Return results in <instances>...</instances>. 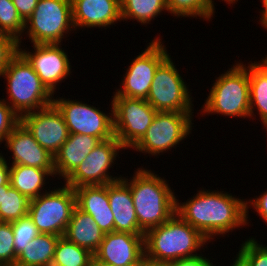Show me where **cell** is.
Returning a JSON list of instances; mask_svg holds the SVG:
<instances>
[{
	"instance_id": "1",
	"label": "cell",
	"mask_w": 267,
	"mask_h": 266,
	"mask_svg": "<svg viewBox=\"0 0 267 266\" xmlns=\"http://www.w3.org/2000/svg\"><path fill=\"white\" fill-rule=\"evenodd\" d=\"M243 200L228 192L203 189L186 202L179 203L176 199V213L210 242L216 235H226L249 223Z\"/></svg>"
},
{
	"instance_id": "2",
	"label": "cell",
	"mask_w": 267,
	"mask_h": 266,
	"mask_svg": "<svg viewBox=\"0 0 267 266\" xmlns=\"http://www.w3.org/2000/svg\"><path fill=\"white\" fill-rule=\"evenodd\" d=\"M134 173L132 179L122 180L131 190L139 228L146 233L176 213L177 198L165 178L153 171L140 167Z\"/></svg>"
},
{
	"instance_id": "3",
	"label": "cell",
	"mask_w": 267,
	"mask_h": 266,
	"mask_svg": "<svg viewBox=\"0 0 267 266\" xmlns=\"http://www.w3.org/2000/svg\"><path fill=\"white\" fill-rule=\"evenodd\" d=\"M207 242L208 239L199 230L175 213L165 223L145 233V257L171 264L202 255L196 251H200Z\"/></svg>"
},
{
	"instance_id": "4",
	"label": "cell",
	"mask_w": 267,
	"mask_h": 266,
	"mask_svg": "<svg viewBox=\"0 0 267 266\" xmlns=\"http://www.w3.org/2000/svg\"><path fill=\"white\" fill-rule=\"evenodd\" d=\"M1 76L7 80V100L10 102L4 100L20 118L53 104L54 95L20 52L10 60Z\"/></svg>"
},
{
	"instance_id": "5",
	"label": "cell",
	"mask_w": 267,
	"mask_h": 266,
	"mask_svg": "<svg viewBox=\"0 0 267 266\" xmlns=\"http://www.w3.org/2000/svg\"><path fill=\"white\" fill-rule=\"evenodd\" d=\"M200 111L203 114L250 117V87L248 65L236 63L229 71L216 77Z\"/></svg>"
},
{
	"instance_id": "6",
	"label": "cell",
	"mask_w": 267,
	"mask_h": 266,
	"mask_svg": "<svg viewBox=\"0 0 267 266\" xmlns=\"http://www.w3.org/2000/svg\"><path fill=\"white\" fill-rule=\"evenodd\" d=\"M24 30L33 44H61L65 34L75 31L71 0H39Z\"/></svg>"
},
{
	"instance_id": "7",
	"label": "cell",
	"mask_w": 267,
	"mask_h": 266,
	"mask_svg": "<svg viewBox=\"0 0 267 266\" xmlns=\"http://www.w3.org/2000/svg\"><path fill=\"white\" fill-rule=\"evenodd\" d=\"M75 207L74 189L63 184L31 199L28 215L40 233L63 236Z\"/></svg>"
},
{
	"instance_id": "8",
	"label": "cell",
	"mask_w": 267,
	"mask_h": 266,
	"mask_svg": "<svg viewBox=\"0 0 267 266\" xmlns=\"http://www.w3.org/2000/svg\"><path fill=\"white\" fill-rule=\"evenodd\" d=\"M169 55L156 69L146 101L157 112H192V96Z\"/></svg>"
},
{
	"instance_id": "9",
	"label": "cell",
	"mask_w": 267,
	"mask_h": 266,
	"mask_svg": "<svg viewBox=\"0 0 267 266\" xmlns=\"http://www.w3.org/2000/svg\"><path fill=\"white\" fill-rule=\"evenodd\" d=\"M192 113L157 112L145 135L132 149L151 156L167 152L191 134Z\"/></svg>"
},
{
	"instance_id": "10",
	"label": "cell",
	"mask_w": 267,
	"mask_h": 266,
	"mask_svg": "<svg viewBox=\"0 0 267 266\" xmlns=\"http://www.w3.org/2000/svg\"><path fill=\"white\" fill-rule=\"evenodd\" d=\"M114 134L126 148H133L145 135L157 111L144 99L112 96Z\"/></svg>"
},
{
	"instance_id": "11",
	"label": "cell",
	"mask_w": 267,
	"mask_h": 266,
	"mask_svg": "<svg viewBox=\"0 0 267 266\" xmlns=\"http://www.w3.org/2000/svg\"><path fill=\"white\" fill-rule=\"evenodd\" d=\"M53 104L62 113L69 134L90 135L101 141L115 137L112 101L109 114L87 103L69 98H54Z\"/></svg>"
},
{
	"instance_id": "12",
	"label": "cell",
	"mask_w": 267,
	"mask_h": 266,
	"mask_svg": "<svg viewBox=\"0 0 267 266\" xmlns=\"http://www.w3.org/2000/svg\"><path fill=\"white\" fill-rule=\"evenodd\" d=\"M161 40L160 37L154 38L144 52L134 58L123 75L122 87L115 90V95L147 99L156 69L169 56Z\"/></svg>"
},
{
	"instance_id": "13",
	"label": "cell",
	"mask_w": 267,
	"mask_h": 266,
	"mask_svg": "<svg viewBox=\"0 0 267 266\" xmlns=\"http://www.w3.org/2000/svg\"><path fill=\"white\" fill-rule=\"evenodd\" d=\"M120 149H125L116 137L101 141L85 160L65 179V185L75 189L83 185H106L122 179L109 175Z\"/></svg>"
},
{
	"instance_id": "14",
	"label": "cell",
	"mask_w": 267,
	"mask_h": 266,
	"mask_svg": "<svg viewBox=\"0 0 267 266\" xmlns=\"http://www.w3.org/2000/svg\"><path fill=\"white\" fill-rule=\"evenodd\" d=\"M20 122L39 145L53 156L69 136L65 119L54 104L23 115Z\"/></svg>"
},
{
	"instance_id": "15",
	"label": "cell",
	"mask_w": 267,
	"mask_h": 266,
	"mask_svg": "<svg viewBox=\"0 0 267 266\" xmlns=\"http://www.w3.org/2000/svg\"><path fill=\"white\" fill-rule=\"evenodd\" d=\"M61 45L33 44V52L22 50L19 46V52L33 66L36 74L53 95L58 83L63 82L71 74L68 54L62 50Z\"/></svg>"
},
{
	"instance_id": "16",
	"label": "cell",
	"mask_w": 267,
	"mask_h": 266,
	"mask_svg": "<svg viewBox=\"0 0 267 266\" xmlns=\"http://www.w3.org/2000/svg\"><path fill=\"white\" fill-rule=\"evenodd\" d=\"M93 256L95 264L114 266L141 264L145 257L144 235L116 231L107 233Z\"/></svg>"
},
{
	"instance_id": "17",
	"label": "cell",
	"mask_w": 267,
	"mask_h": 266,
	"mask_svg": "<svg viewBox=\"0 0 267 266\" xmlns=\"http://www.w3.org/2000/svg\"><path fill=\"white\" fill-rule=\"evenodd\" d=\"M5 145L12 152L11 165L55 169L54 156L39 145L21 122L6 137Z\"/></svg>"
},
{
	"instance_id": "18",
	"label": "cell",
	"mask_w": 267,
	"mask_h": 266,
	"mask_svg": "<svg viewBox=\"0 0 267 266\" xmlns=\"http://www.w3.org/2000/svg\"><path fill=\"white\" fill-rule=\"evenodd\" d=\"M72 20L77 27L102 28L121 20L119 0H71Z\"/></svg>"
},
{
	"instance_id": "19",
	"label": "cell",
	"mask_w": 267,
	"mask_h": 266,
	"mask_svg": "<svg viewBox=\"0 0 267 266\" xmlns=\"http://www.w3.org/2000/svg\"><path fill=\"white\" fill-rule=\"evenodd\" d=\"M76 206L90 214L104 234L114 231V215L108 198V184L83 185L74 189Z\"/></svg>"
},
{
	"instance_id": "20",
	"label": "cell",
	"mask_w": 267,
	"mask_h": 266,
	"mask_svg": "<svg viewBox=\"0 0 267 266\" xmlns=\"http://www.w3.org/2000/svg\"><path fill=\"white\" fill-rule=\"evenodd\" d=\"M108 198L114 215V231L145 235L139 228L131 190L122 179L108 184Z\"/></svg>"
},
{
	"instance_id": "21",
	"label": "cell",
	"mask_w": 267,
	"mask_h": 266,
	"mask_svg": "<svg viewBox=\"0 0 267 266\" xmlns=\"http://www.w3.org/2000/svg\"><path fill=\"white\" fill-rule=\"evenodd\" d=\"M100 142L99 138L90 135L69 134L54 155L55 176L65 180Z\"/></svg>"
},
{
	"instance_id": "22",
	"label": "cell",
	"mask_w": 267,
	"mask_h": 266,
	"mask_svg": "<svg viewBox=\"0 0 267 266\" xmlns=\"http://www.w3.org/2000/svg\"><path fill=\"white\" fill-rule=\"evenodd\" d=\"M104 235L92 216L76 206L63 236L94 254L98 250Z\"/></svg>"
},
{
	"instance_id": "23",
	"label": "cell",
	"mask_w": 267,
	"mask_h": 266,
	"mask_svg": "<svg viewBox=\"0 0 267 266\" xmlns=\"http://www.w3.org/2000/svg\"><path fill=\"white\" fill-rule=\"evenodd\" d=\"M55 169H41L26 165H10V185L29 200L43 194L48 176L55 178ZM47 176V177H46ZM43 187V188H42Z\"/></svg>"
},
{
	"instance_id": "24",
	"label": "cell",
	"mask_w": 267,
	"mask_h": 266,
	"mask_svg": "<svg viewBox=\"0 0 267 266\" xmlns=\"http://www.w3.org/2000/svg\"><path fill=\"white\" fill-rule=\"evenodd\" d=\"M60 236L40 233L17 256L15 266H51Z\"/></svg>"
},
{
	"instance_id": "25",
	"label": "cell",
	"mask_w": 267,
	"mask_h": 266,
	"mask_svg": "<svg viewBox=\"0 0 267 266\" xmlns=\"http://www.w3.org/2000/svg\"><path fill=\"white\" fill-rule=\"evenodd\" d=\"M248 65L250 87V118L255 108L261 122L267 119V68L259 61Z\"/></svg>"
},
{
	"instance_id": "26",
	"label": "cell",
	"mask_w": 267,
	"mask_h": 266,
	"mask_svg": "<svg viewBox=\"0 0 267 266\" xmlns=\"http://www.w3.org/2000/svg\"><path fill=\"white\" fill-rule=\"evenodd\" d=\"M119 7L121 20L135 19L143 25L161 15L162 11L168 12L166 0H119Z\"/></svg>"
},
{
	"instance_id": "27",
	"label": "cell",
	"mask_w": 267,
	"mask_h": 266,
	"mask_svg": "<svg viewBox=\"0 0 267 266\" xmlns=\"http://www.w3.org/2000/svg\"><path fill=\"white\" fill-rule=\"evenodd\" d=\"M94 262L93 254L60 236L54 252L51 266H90Z\"/></svg>"
},
{
	"instance_id": "28",
	"label": "cell",
	"mask_w": 267,
	"mask_h": 266,
	"mask_svg": "<svg viewBox=\"0 0 267 266\" xmlns=\"http://www.w3.org/2000/svg\"><path fill=\"white\" fill-rule=\"evenodd\" d=\"M30 200L17 189L7 184V191H3V199L0 204V221L13 222L28 215Z\"/></svg>"
},
{
	"instance_id": "29",
	"label": "cell",
	"mask_w": 267,
	"mask_h": 266,
	"mask_svg": "<svg viewBox=\"0 0 267 266\" xmlns=\"http://www.w3.org/2000/svg\"><path fill=\"white\" fill-rule=\"evenodd\" d=\"M168 12L178 17H200L210 21L215 11L213 0H166Z\"/></svg>"
},
{
	"instance_id": "30",
	"label": "cell",
	"mask_w": 267,
	"mask_h": 266,
	"mask_svg": "<svg viewBox=\"0 0 267 266\" xmlns=\"http://www.w3.org/2000/svg\"><path fill=\"white\" fill-rule=\"evenodd\" d=\"M24 28L25 22L18 14L12 0H0V31L13 36L21 46Z\"/></svg>"
},
{
	"instance_id": "31",
	"label": "cell",
	"mask_w": 267,
	"mask_h": 266,
	"mask_svg": "<svg viewBox=\"0 0 267 266\" xmlns=\"http://www.w3.org/2000/svg\"><path fill=\"white\" fill-rule=\"evenodd\" d=\"M11 225L14 233V249L16 255L18 256L27 244L37 237L40 232L29 215L11 222Z\"/></svg>"
},
{
	"instance_id": "32",
	"label": "cell",
	"mask_w": 267,
	"mask_h": 266,
	"mask_svg": "<svg viewBox=\"0 0 267 266\" xmlns=\"http://www.w3.org/2000/svg\"><path fill=\"white\" fill-rule=\"evenodd\" d=\"M14 233L10 222L0 221V265L15 266Z\"/></svg>"
},
{
	"instance_id": "33",
	"label": "cell",
	"mask_w": 267,
	"mask_h": 266,
	"mask_svg": "<svg viewBox=\"0 0 267 266\" xmlns=\"http://www.w3.org/2000/svg\"><path fill=\"white\" fill-rule=\"evenodd\" d=\"M238 255L248 266H267V246L252 237L242 243Z\"/></svg>"
},
{
	"instance_id": "34",
	"label": "cell",
	"mask_w": 267,
	"mask_h": 266,
	"mask_svg": "<svg viewBox=\"0 0 267 266\" xmlns=\"http://www.w3.org/2000/svg\"><path fill=\"white\" fill-rule=\"evenodd\" d=\"M19 123L20 117L4 99H0V143L5 141L6 137Z\"/></svg>"
},
{
	"instance_id": "35",
	"label": "cell",
	"mask_w": 267,
	"mask_h": 266,
	"mask_svg": "<svg viewBox=\"0 0 267 266\" xmlns=\"http://www.w3.org/2000/svg\"><path fill=\"white\" fill-rule=\"evenodd\" d=\"M18 52V41L13 36L0 31V75Z\"/></svg>"
},
{
	"instance_id": "36",
	"label": "cell",
	"mask_w": 267,
	"mask_h": 266,
	"mask_svg": "<svg viewBox=\"0 0 267 266\" xmlns=\"http://www.w3.org/2000/svg\"><path fill=\"white\" fill-rule=\"evenodd\" d=\"M250 204V205H248ZM254 207L258 215L267 223V190L262 193L258 198L246 200V219H248L249 206Z\"/></svg>"
},
{
	"instance_id": "37",
	"label": "cell",
	"mask_w": 267,
	"mask_h": 266,
	"mask_svg": "<svg viewBox=\"0 0 267 266\" xmlns=\"http://www.w3.org/2000/svg\"><path fill=\"white\" fill-rule=\"evenodd\" d=\"M12 2L14 3L18 14L25 22L33 13L39 0H12Z\"/></svg>"
},
{
	"instance_id": "38",
	"label": "cell",
	"mask_w": 267,
	"mask_h": 266,
	"mask_svg": "<svg viewBox=\"0 0 267 266\" xmlns=\"http://www.w3.org/2000/svg\"><path fill=\"white\" fill-rule=\"evenodd\" d=\"M203 256L204 255H200L195 258L176 261L171 263V266H216L212 262H210L211 260Z\"/></svg>"
},
{
	"instance_id": "39",
	"label": "cell",
	"mask_w": 267,
	"mask_h": 266,
	"mask_svg": "<svg viewBox=\"0 0 267 266\" xmlns=\"http://www.w3.org/2000/svg\"><path fill=\"white\" fill-rule=\"evenodd\" d=\"M5 157L0 153V187L10 182V165Z\"/></svg>"
},
{
	"instance_id": "40",
	"label": "cell",
	"mask_w": 267,
	"mask_h": 266,
	"mask_svg": "<svg viewBox=\"0 0 267 266\" xmlns=\"http://www.w3.org/2000/svg\"><path fill=\"white\" fill-rule=\"evenodd\" d=\"M140 266H171V264L167 262L152 261L144 257L141 261Z\"/></svg>"
},
{
	"instance_id": "41",
	"label": "cell",
	"mask_w": 267,
	"mask_h": 266,
	"mask_svg": "<svg viewBox=\"0 0 267 266\" xmlns=\"http://www.w3.org/2000/svg\"><path fill=\"white\" fill-rule=\"evenodd\" d=\"M263 6V10L260 12L262 13L261 18H260V24L262 25V27H264L265 29H267V5H262Z\"/></svg>"
},
{
	"instance_id": "42",
	"label": "cell",
	"mask_w": 267,
	"mask_h": 266,
	"mask_svg": "<svg viewBox=\"0 0 267 266\" xmlns=\"http://www.w3.org/2000/svg\"><path fill=\"white\" fill-rule=\"evenodd\" d=\"M231 266H248L247 263L237 254L235 260L233 261V265Z\"/></svg>"
},
{
	"instance_id": "43",
	"label": "cell",
	"mask_w": 267,
	"mask_h": 266,
	"mask_svg": "<svg viewBox=\"0 0 267 266\" xmlns=\"http://www.w3.org/2000/svg\"><path fill=\"white\" fill-rule=\"evenodd\" d=\"M3 191H7V185L0 187V204L2 203V199H3Z\"/></svg>"
},
{
	"instance_id": "44",
	"label": "cell",
	"mask_w": 267,
	"mask_h": 266,
	"mask_svg": "<svg viewBox=\"0 0 267 266\" xmlns=\"http://www.w3.org/2000/svg\"><path fill=\"white\" fill-rule=\"evenodd\" d=\"M97 266H114V265H105V264H96ZM123 266V265H120ZM126 266H140V264L126 265Z\"/></svg>"
},
{
	"instance_id": "45",
	"label": "cell",
	"mask_w": 267,
	"mask_h": 266,
	"mask_svg": "<svg viewBox=\"0 0 267 266\" xmlns=\"http://www.w3.org/2000/svg\"><path fill=\"white\" fill-rule=\"evenodd\" d=\"M262 60L260 61V63H262L267 68V57L265 56V58Z\"/></svg>"
},
{
	"instance_id": "46",
	"label": "cell",
	"mask_w": 267,
	"mask_h": 266,
	"mask_svg": "<svg viewBox=\"0 0 267 266\" xmlns=\"http://www.w3.org/2000/svg\"><path fill=\"white\" fill-rule=\"evenodd\" d=\"M262 124L264 125V129H267V119H265L263 122H262ZM267 131V130H266Z\"/></svg>"
},
{
	"instance_id": "47",
	"label": "cell",
	"mask_w": 267,
	"mask_h": 266,
	"mask_svg": "<svg viewBox=\"0 0 267 266\" xmlns=\"http://www.w3.org/2000/svg\"><path fill=\"white\" fill-rule=\"evenodd\" d=\"M262 5H267V0H262Z\"/></svg>"
},
{
	"instance_id": "48",
	"label": "cell",
	"mask_w": 267,
	"mask_h": 266,
	"mask_svg": "<svg viewBox=\"0 0 267 266\" xmlns=\"http://www.w3.org/2000/svg\"><path fill=\"white\" fill-rule=\"evenodd\" d=\"M90 266H97L94 262Z\"/></svg>"
}]
</instances>
